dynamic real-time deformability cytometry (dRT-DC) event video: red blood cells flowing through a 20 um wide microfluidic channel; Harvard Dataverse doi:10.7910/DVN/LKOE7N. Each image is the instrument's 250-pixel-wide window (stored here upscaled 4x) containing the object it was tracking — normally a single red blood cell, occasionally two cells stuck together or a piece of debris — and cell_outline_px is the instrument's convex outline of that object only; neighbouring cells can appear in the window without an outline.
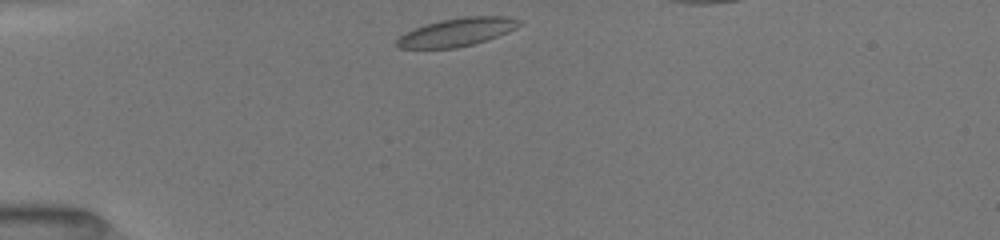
{"species": "common noctule bat (a hibernating species)", "species_latin": "Nyctalus noctula", "temperature_condition": "room temperature", "stored_images_in_passage": 35, "camera_frame_rate_fps": 3000, "um_per_image_px": 0.085, "animal": {"sex": "female", "body_mass_g": 19.5, "forearm_length_mm": 54.1}, "frame": {"image": 1, "passage_image": 1, "time_ms": 0.0, "image_size_px": [1000, 240], "cell_outline_px": [[520, 24], [516, 28], [496, 36], [472, 44], [456, 48], [400, 48], [396, 44], [396, 40], [404, 32], [412, 28], [424, 24], [440, 20], [464, 16], [508, 16], [520, 20]], "centroid_in_image_um": [38.79, 2.71], "position_along_channel_um": 46.2, "area_um2": 20.0}}
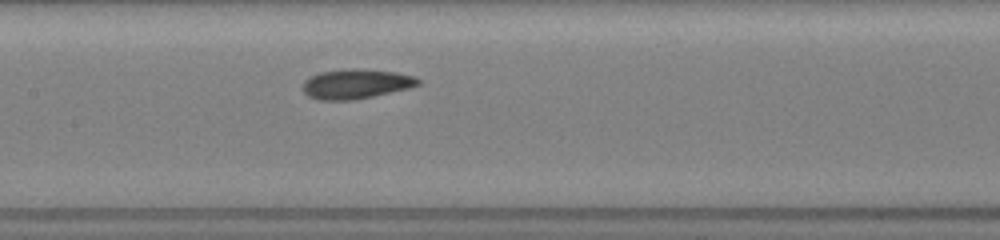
{"frame": {"image": 2, "passage_image": 13, "time_ms": 4.0, "image_size_px": [1000, 240], "cell_outline_px": [[420, 84], [408, 88], [372, 96], [352, 100], [316, 100], [308, 96], [300, 88], [304, 80], [320, 72], [348, 68], [356, 68], [396, 72], [416, 76], [420, 80]], "centroid_in_image_um": [30.22, 7.13], "position_along_channel_um": 177.2, "area_um2": 20.06}}
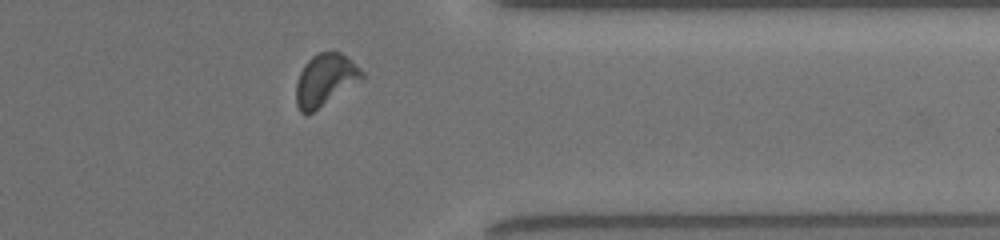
{"frame": {"image": 3, "passage_image": 29, "time_ms": 9.333, "image_size_px": [1000, 240], "cell_outline_px": [[364, 80], [312, 112], [304, 116], [300, 112], [296, 104], [296, 84], [300, 72], [304, 64], [312, 56], [320, 52], [340, 52], [348, 56], [364, 72]], "centroid_in_image_um": [27.67, 6.8], "position_along_channel_um": 383.7, "area_um2": 20.23}, "authors_computed_cell_mechanics": {"area_um2": 19.652, "velocity_mm_per_s": 4.0012, "shape_relaxation_time_tau1_ms": 3.7884, "shape_relaxation_time_tau2_ms": 2.0895, "deformation_change_tau1": 0.1153, "deformation_change_tau2": 0.0719}}